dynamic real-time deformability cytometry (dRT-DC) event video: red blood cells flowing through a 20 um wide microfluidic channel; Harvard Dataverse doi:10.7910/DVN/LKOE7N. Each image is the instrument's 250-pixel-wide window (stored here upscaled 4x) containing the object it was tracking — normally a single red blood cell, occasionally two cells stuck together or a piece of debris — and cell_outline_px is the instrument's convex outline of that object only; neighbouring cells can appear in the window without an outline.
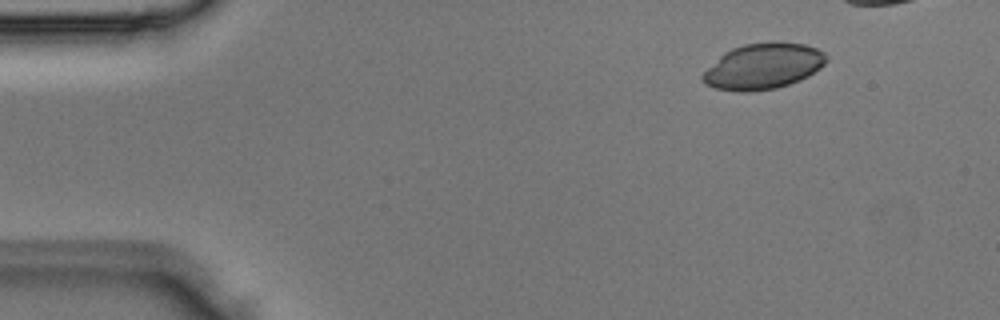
{"species": "Egyptian fruit bat (a non-hibernating species)", "species_latin": "Rousettus aegyptiacus", "temperature_condition": "room temperature", "stored_images_in_passage": 4, "segment_of_instrument_passage": [2, 2], "camera_frame_rate_fps": 3000, "um_per_image_px": 0.085, "animal": {"sex": "male"}, "frame": {"image": 1, "passage_image": 4, "time_ms": 1.0, "image_size_px": [1000, 320], "cell_outline_px": [[828, 60], [820, 68], [808, 76], [800, 80], [776, 88], [748, 92], [740, 92], [716, 88], [704, 84], [700, 80], [700, 76], [724, 52], [732, 48], [744, 44], [772, 40], [776, 40], [804, 44], [816, 48], [824, 52], [828, 56]], "centroid_in_image_um": [64.88, 5.61], "position_along_channel_um": 20.1, "area_um2": 33.41}}